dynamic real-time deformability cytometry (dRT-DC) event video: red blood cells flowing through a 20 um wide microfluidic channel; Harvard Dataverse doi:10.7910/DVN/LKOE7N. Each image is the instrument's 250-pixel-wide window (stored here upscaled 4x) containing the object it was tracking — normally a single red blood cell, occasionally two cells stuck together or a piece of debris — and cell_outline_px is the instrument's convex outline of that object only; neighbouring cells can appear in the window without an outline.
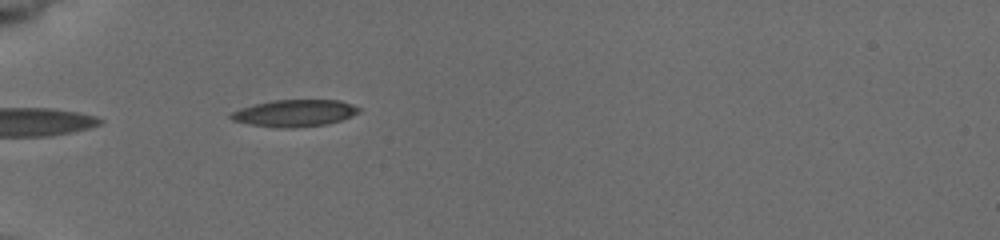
{"species": "common noctule bat (a hibernating species)", "species_latin": "Nyctalus noctula", "temperature_condition": "cold", "stored_images_in_passage": 6, "camera_frame_rate_fps": 3000, "um_per_image_px": 0.085, "animal": {"sex": "female", "body_mass_g": 19.5, "forearm_length_mm": 54.1}, "frame": {"image": 1, "passage_image": 1, "time_ms": 0.0, "image_size_px": [1000, 240], "cell_outline_px": [[360, 112], [340, 120], [328, 124], [292, 128], [276, 128], [248, 124], [232, 120], [228, 116], [232, 112], [240, 108], [272, 100], [340, 100], [352, 104], [360, 108]], "centroid_in_image_um": [25.03, 9.62], "position_along_channel_um": 60.0, "area_um2": 20.11}}